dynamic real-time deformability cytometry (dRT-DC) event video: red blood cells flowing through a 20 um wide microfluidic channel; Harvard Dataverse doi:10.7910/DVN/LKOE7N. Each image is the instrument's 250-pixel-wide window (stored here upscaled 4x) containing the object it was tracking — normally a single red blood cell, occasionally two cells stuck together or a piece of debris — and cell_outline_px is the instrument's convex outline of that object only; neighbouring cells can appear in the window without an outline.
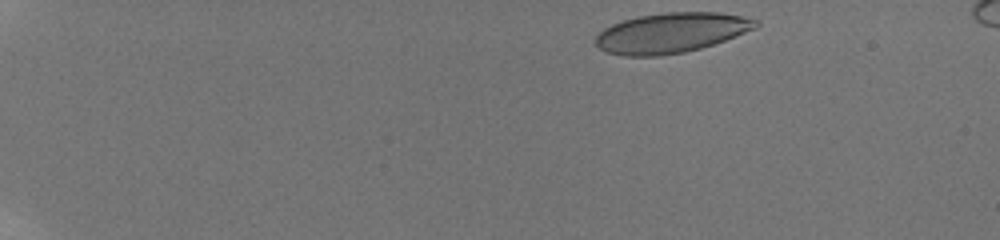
{"species": "human", "species_latin": "Homo sapiens", "temperature_condition": "room temperature", "stored_images_in_passage": 33, "camera_frame_rate_fps": 3000, "um_per_image_px": 0.085, "donor": {"sex": "male"}, "frame": {"image": 1, "passage_image": 1, "time_ms": 0.0, "image_size_px": [1000, 240], "cell_outline_px": [[760, 24], [756, 28], [724, 40], [700, 48], [684, 52], [660, 56], [624, 56], [608, 52], [600, 48], [592, 40], [604, 28], [612, 24], [624, 20], [640, 16], [664, 12], [720, 12], [760, 20]], "centroid_in_image_um": [57.04, 2.78], "position_along_channel_um": 28.0, "area_um2": 37.28}}
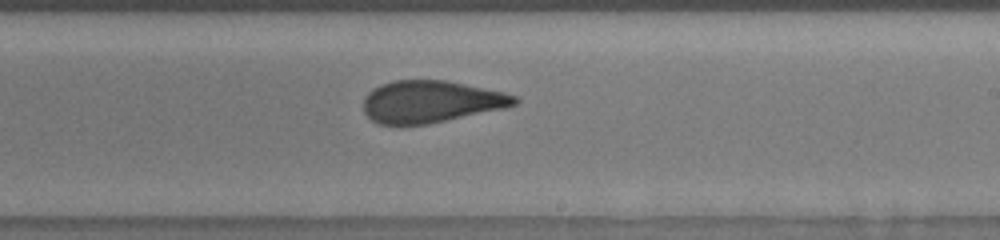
{"frame": {"image": 2, "passage_image": 28, "time_ms": 9.333, "image_size_px": [1000, 240], "cell_outline_px": [[520, 100], [516, 104], [504, 108], [428, 124], [400, 128], [376, 124], [364, 112], [364, 96], [372, 88], [380, 84], [392, 80], [444, 80], [504, 92], [516, 96]], "centroid_in_image_um": [36.54, 8.67], "position_along_channel_um": 252.5, "area_um2": 37.69}}
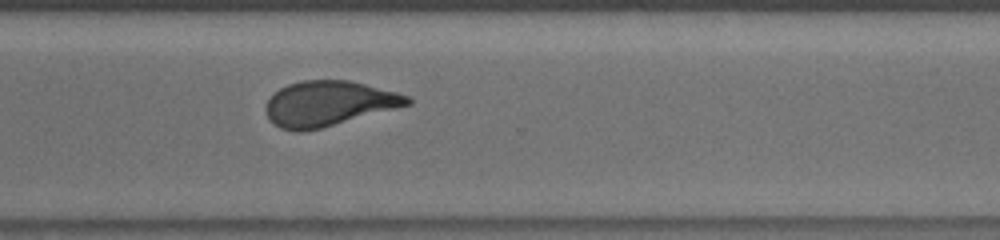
{"frame": {"image": 3, "passage_image": 33, "time_ms": 11.667, "image_size_px": [1000, 240], "cell_outline_px": [[412, 104], [320, 128], [300, 132], [280, 128], [272, 124], [264, 108], [268, 100], [280, 88], [288, 84], [304, 80], [348, 80], [396, 92], [408, 96], [412, 100]], "centroid_in_image_um": [27.91, 8.8], "position_along_channel_um": 342.7, "area_um2": 36.82}}